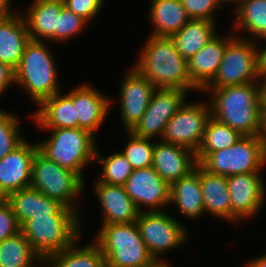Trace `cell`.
I'll list each match as a JSON object with an SVG mask.
<instances>
[{"label": "cell", "mask_w": 266, "mask_h": 267, "mask_svg": "<svg viewBox=\"0 0 266 267\" xmlns=\"http://www.w3.org/2000/svg\"><path fill=\"white\" fill-rule=\"evenodd\" d=\"M224 86L209 91L211 116L238 131L243 136L264 134L263 82Z\"/></svg>", "instance_id": "1"}, {"label": "cell", "mask_w": 266, "mask_h": 267, "mask_svg": "<svg viewBox=\"0 0 266 267\" xmlns=\"http://www.w3.org/2000/svg\"><path fill=\"white\" fill-rule=\"evenodd\" d=\"M135 68L156 88L198 90L188 73L187 59L171 37L149 35Z\"/></svg>", "instance_id": "2"}, {"label": "cell", "mask_w": 266, "mask_h": 267, "mask_svg": "<svg viewBox=\"0 0 266 267\" xmlns=\"http://www.w3.org/2000/svg\"><path fill=\"white\" fill-rule=\"evenodd\" d=\"M95 243L106 258V267H154L136 222L102 225Z\"/></svg>", "instance_id": "3"}, {"label": "cell", "mask_w": 266, "mask_h": 267, "mask_svg": "<svg viewBox=\"0 0 266 267\" xmlns=\"http://www.w3.org/2000/svg\"><path fill=\"white\" fill-rule=\"evenodd\" d=\"M44 41L30 39L15 71V83L20 85L37 106L57 92L58 75L53 56Z\"/></svg>", "instance_id": "4"}, {"label": "cell", "mask_w": 266, "mask_h": 267, "mask_svg": "<svg viewBox=\"0 0 266 267\" xmlns=\"http://www.w3.org/2000/svg\"><path fill=\"white\" fill-rule=\"evenodd\" d=\"M52 133L44 142H38V151L60 167L78 174L83 180L82 169L95 159L94 134L82 128H46Z\"/></svg>", "instance_id": "5"}, {"label": "cell", "mask_w": 266, "mask_h": 267, "mask_svg": "<svg viewBox=\"0 0 266 267\" xmlns=\"http://www.w3.org/2000/svg\"><path fill=\"white\" fill-rule=\"evenodd\" d=\"M79 215H50L29 219L21 232L44 261L47 257L69 248L79 240Z\"/></svg>", "instance_id": "6"}, {"label": "cell", "mask_w": 266, "mask_h": 267, "mask_svg": "<svg viewBox=\"0 0 266 267\" xmlns=\"http://www.w3.org/2000/svg\"><path fill=\"white\" fill-rule=\"evenodd\" d=\"M266 163L263 135L242 136L232 146L208 153L198 164L211 174L231 176L260 172Z\"/></svg>", "instance_id": "7"}, {"label": "cell", "mask_w": 266, "mask_h": 267, "mask_svg": "<svg viewBox=\"0 0 266 267\" xmlns=\"http://www.w3.org/2000/svg\"><path fill=\"white\" fill-rule=\"evenodd\" d=\"M84 185L78 174L36 152L32 161L31 187L79 213L74 200Z\"/></svg>", "instance_id": "8"}, {"label": "cell", "mask_w": 266, "mask_h": 267, "mask_svg": "<svg viewBox=\"0 0 266 267\" xmlns=\"http://www.w3.org/2000/svg\"><path fill=\"white\" fill-rule=\"evenodd\" d=\"M263 82L258 69V47L254 41L235 36L226 46L218 72L205 89Z\"/></svg>", "instance_id": "9"}, {"label": "cell", "mask_w": 266, "mask_h": 267, "mask_svg": "<svg viewBox=\"0 0 266 267\" xmlns=\"http://www.w3.org/2000/svg\"><path fill=\"white\" fill-rule=\"evenodd\" d=\"M141 238L148 252L157 263H165L158 259L163 252L179 247L187 241V231L181 223L165 212L139 213L136 220Z\"/></svg>", "instance_id": "10"}, {"label": "cell", "mask_w": 266, "mask_h": 267, "mask_svg": "<svg viewBox=\"0 0 266 267\" xmlns=\"http://www.w3.org/2000/svg\"><path fill=\"white\" fill-rule=\"evenodd\" d=\"M209 102L185 103L168 121L161 141L183 146L196 153L208 119L211 117Z\"/></svg>", "instance_id": "11"}, {"label": "cell", "mask_w": 266, "mask_h": 267, "mask_svg": "<svg viewBox=\"0 0 266 267\" xmlns=\"http://www.w3.org/2000/svg\"><path fill=\"white\" fill-rule=\"evenodd\" d=\"M187 93L182 89L157 88L145 113L130 132L141 138H162L168 121L185 103Z\"/></svg>", "instance_id": "12"}, {"label": "cell", "mask_w": 266, "mask_h": 267, "mask_svg": "<svg viewBox=\"0 0 266 267\" xmlns=\"http://www.w3.org/2000/svg\"><path fill=\"white\" fill-rule=\"evenodd\" d=\"M139 212L148 206L147 212H161L169 205L170 184L151 167L134 169L123 185Z\"/></svg>", "instance_id": "13"}, {"label": "cell", "mask_w": 266, "mask_h": 267, "mask_svg": "<svg viewBox=\"0 0 266 267\" xmlns=\"http://www.w3.org/2000/svg\"><path fill=\"white\" fill-rule=\"evenodd\" d=\"M260 172L236 174L227 177L232 222L255 216L265 200V185Z\"/></svg>", "instance_id": "14"}, {"label": "cell", "mask_w": 266, "mask_h": 267, "mask_svg": "<svg viewBox=\"0 0 266 267\" xmlns=\"http://www.w3.org/2000/svg\"><path fill=\"white\" fill-rule=\"evenodd\" d=\"M156 89L134 66L124 76L120 88V115L127 131L141 119Z\"/></svg>", "instance_id": "15"}, {"label": "cell", "mask_w": 266, "mask_h": 267, "mask_svg": "<svg viewBox=\"0 0 266 267\" xmlns=\"http://www.w3.org/2000/svg\"><path fill=\"white\" fill-rule=\"evenodd\" d=\"M14 212L20 228L29 220L50 215H79L73 209L49 198L29 186L5 197Z\"/></svg>", "instance_id": "16"}, {"label": "cell", "mask_w": 266, "mask_h": 267, "mask_svg": "<svg viewBox=\"0 0 266 267\" xmlns=\"http://www.w3.org/2000/svg\"><path fill=\"white\" fill-rule=\"evenodd\" d=\"M37 144L24 141L14 151L0 159V198L31 185L32 161Z\"/></svg>", "instance_id": "17"}, {"label": "cell", "mask_w": 266, "mask_h": 267, "mask_svg": "<svg viewBox=\"0 0 266 267\" xmlns=\"http://www.w3.org/2000/svg\"><path fill=\"white\" fill-rule=\"evenodd\" d=\"M197 164L192 150L161 140L155 142L152 167L169 184L187 176Z\"/></svg>", "instance_id": "18"}, {"label": "cell", "mask_w": 266, "mask_h": 267, "mask_svg": "<svg viewBox=\"0 0 266 267\" xmlns=\"http://www.w3.org/2000/svg\"><path fill=\"white\" fill-rule=\"evenodd\" d=\"M216 35L200 51L187 59L188 73L198 91H203L215 78L227 44L234 34L221 38Z\"/></svg>", "instance_id": "19"}, {"label": "cell", "mask_w": 266, "mask_h": 267, "mask_svg": "<svg viewBox=\"0 0 266 267\" xmlns=\"http://www.w3.org/2000/svg\"><path fill=\"white\" fill-rule=\"evenodd\" d=\"M67 94L72 98L76 107L78 128L94 134L108 114L111 103L109 98L88 84L79 85Z\"/></svg>", "instance_id": "20"}, {"label": "cell", "mask_w": 266, "mask_h": 267, "mask_svg": "<svg viewBox=\"0 0 266 267\" xmlns=\"http://www.w3.org/2000/svg\"><path fill=\"white\" fill-rule=\"evenodd\" d=\"M94 190L102 206L103 224L136 222L139 211L123 186L95 182Z\"/></svg>", "instance_id": "21"}, {"label": "cell", "mask_w": 266, "mask_h": 267, "mask_svg": "<svg viewBox=\"0 0 266 267\" xmlns=\"http://www.w3.org/2000/svg\"><path fill=\"white\" fill-rule=\"evenodd\" d=\"M172 203L187 219H198L205 214L199 164L187 176L170 184L169 204Z\"/></svg>", "instance_id": "22"}, {"label": "cell", "mask_w": 266, "mask_h": 267, "mask_svg": "<svg viewBox=\"0 0 266 267\" xmlns=\"http://www.w3.org/2000/svg\"><path fill=\"white\" fill-rule=\"evenodd\" d=\"M64 7L63 0H34L26 16H23L29 38L36 41H54L57 18Z\"/></svg>", "instance_id": "23"}, {"label": "cell", "mask_w": 266, "mask_h": 267, "mask_svg": "<svg viewBox=\"0 0 266 267\" xmlns=\"http://www.w3.org/2000/svg\"><path fill=\"white\" fill-rule=\"evenodd\" d=\"M29 40V33L22 15L16 13L0 21V61L15 70Z\"/></svg>", "instance_id": "24"}, {"label": "cell", "mask_w": 266, "mask_h": 267, "mask_svg": "<svg viewBox=\"0 0 266 267\" xmlns=\"http://www.w3.org/2000/svg\"><path fill=\"white\" fill-rule=\"evenodd\" d=\"M57 92L39 104L33 118L41 128H78L76 107L72 98Z\"/></svg>", "instance_id": "25"}, {"label": "cell", "mask_w": 266, "mask_h": 267, "mask_svg": "<svg viewBox=\"0 0 266 267\" xmlns=\"http://www.w3.org/2000/svg\"><path fill=\"white\" fill-rule=\"evenodd\" d=\"M149 15L153 36L171 37L191 20L180 0H151Z\"/></svg>", "instance_id": "26"}, {"label": "cell", "mask_w": 266, "mask_h": 267, "mask_svg": "<svg viewBox=\"0 0 266 267\" xmlns=\"http://www.w3.org/2000/svg\"><path fill=\"white\" fill-rule=\"evenodd\" d=\"M200 185L204 200V212L232 222L227 177L211 174L200 166Z\"/></svg>", "instance_id": "27"}, {"label": "cell", "mask_w": 266, "mask_h": 267, "mask_svg": "<svg viewBox=\"0 0 266 267\" xmlns=\"http://www.w3.org/2000/svg\"><path fill=\"white\" fill-rule=\"evenodd\" d=\"M215 27L214 21L191 19L171 38L180 55L185 59H189L217 35L216 31H214Z\"/></svg>", "instance_id": "28"}, {"label": "cell", "mask_w": 266, "mask_h": 267, "mask_svg": "<svg viewBox=\"0 0 266 267\" xmlns=\"http://www.w3.org/2000/svg\"><path fill=\"white\" fill-rule=\"evenodd\" d=\"M76 243L77 241L69 248L47 257L44 266L48 264V267H106V258L94 241L80 248Z\"/></svg>", "instance_id": "29"}, {"label": "cell", "mask_w": 266, "mask_h": 267, "mask_svg": "<svg viewBox=\"0 0 266 267\" xmlns=\"http://www.w3.org/2000/svg\"><path fill=\"white\" fill-rule=\"evenodd\" d=\"M35 263L42 265L44 261L21 231L0 242V267L38 266Z\"/></svg>", "instance_id": "30"}, {"label": "cell", "mask_w": 266, "mask_h": 267, "mask_svg": "<svg viewBox=\"0 0 266 267\" xmlns=\"http://www.w3.org/2000/svg\"><path fill=\"white\" fill-rule=\"evenodd\" d=\"M236 4L235 30L243 28L254 41L266 37V0H237Z\"/></svg>", "instance_id": "31"}, {"label": "cell", "mask_w": 266, "mask_h": 267, "mask_svg": "<svg viewBox=\"0 0 266 267\" xmlns=\"http://www.w3.org/2000/svg\"><path fill=\"white\" fill-rule=\"evenodd\" d=\"M242 136L238 131L211 116L207 121L203 138L195 153L197 163L208 153L232 146Z\"/></svg>", "instance_id": "32"}, {"label": "cell", "mask_w": 266, "mask_h": 267, "mask_svg": "<svg viewBox=\"0 0 266 267\" xmlns=\"http://www.w3.org/2000/svg\"><path fill=\"white\" fill-rule=\"evenodd\" d=\"M97 151L94 160L101 163L103 168L102 177L100 176L96 182L123 186L134 170L130 162L122 152H116L109 157H102Z\"/></svg>", "instance_id": "33"}, {"label": "cell", "mask_w": 266, "mask_h": 267, "mask_svg": "<svg viewBox=\"0 0 266 267\" xmlns=\"http://www.w3.org/2000/svg\"><path fill=\"white\" fill-rule=\"evenodd\" d=\"M129 141L122 151L125 158L130 162L133 169L151 167L153 164V151L155 142L151 138H141L134 136L127 131Z\"/></svg>", "instance_id": "34"}, {"label": "cell", "mask_w": 266, "mask_h": 267, "mask_svg": "<svg viewBox=\"0 0 266 267\" xmlns=\"http://www.w3.org/2000/svg\"><path fill=\"white\" fill-rule=\"evenodd\" d=\"M19 121L15 114L0 109V159L25 141L19 133Z\"/></svg>", "instance_id": "35"}, {"label": "cell", "mask_w": 266, "mask_h": 267, "mask_svg": "<svg viewBox=\"0 0 266 267\" xmlns=\"http://www.w3.org/2000/svg\"><path fill=\"white\" fill-rule=\"evenodd\" d=\"M88 24L81 16L64 7L57 18V30L54 32V41L61 42L79 34Z\"/></svg>", "instance_id": "36"}, {"label": "cell", "mask_w": 266, "mask_h": 267, "mask_svg": "<svg viewBox=\"0 0 266 267\" xmlns=\"http://www.w3.org/2000/svg\"><path fill=\"white\" fill-rule=\"evenodd\" d=\"M191 19L214 21V13L222 3L219 0H180Z\"/></svg>", "instance_id": "37"}, {"label": "cell", "mask_w": 266, "mask_h": 267, "mask_svg": "<svg viewBox=\"0 0 266 267\" xmlns=\"http://www.w3.org/2000/svg\"><path fill=\"white\" fill-rule=\"evenodd\" d=\"M21 228L11 206L0 198V242L19 233Z\"/></svg>", "instance_id": "38"}, {"label": "cell", "mask_w": 266, "mask_h": 267, "mask_svg": "<svg viewBox=\"0 0 266 267\" xmlns=\"http://www.w3.org/2000/svg\"><path fill=\"white\" fill-rule=\"evenodd\" d=\"M104 0H63L64 6L87 22L103 8Z\"/></svg>", "instance_id": "39"}, {"label": "cell", "mask_w": 266, "mask_h": 267, "mask_svg": "<svg viewBox=\"0 0 266 267\" xmlns=\"http://www.w3.org/2000/svg\"><path fill=\"white\" fill-rule=\"evenodd\" d=\"M12 83L15 84L14 69L0 61V96Z\"/></svg>", "instance_id": "40"}, {"label": "cell", "mask_w": 266, "mask_h": 267, "mask_svg": "<svg viewBox=\"0 0 266 267\" xmlns=\"http://www.w3.org/2000/svg\"><path fill=\"white\" fill-rule=\"evenodd\" d=\"M263 40H266V37ZM258 69L262 80H264L266 78V47L261 50L258 48Z\"/></svg>", "instance_id": "41"}, {"label": "cell", "mask_w": 266, "mask_h": 267, "mask_svg": "<svg viewBox=\"0 0 266 267\" xmlns=\"http://www.w3.org/2000/svg\"><path fill=\"white\" fill-rule=\"evenodd\" d=\"M10 0H0V21L10 18L13 14L11 7L9 8Z\"/></svg>", "instance_id": "42"}, {"label": "cell", "mask_w": 266, "mask_h": 267, "mask_svg": "<svg viewBox=\"0 0 266 267\" xmlns=\"http://www.w3.org/2000/svg\"><path fill=\"white\" fill-rule=\"evenodd\" d=\"M247 267H266V255H263L248 263Z\"/></svg>", "instance_id": "43"}, {"label": "cell", "mask_w": 266, "mask_h": 267, "mask_svg": "<svg viewBox=\"0 0 266 267\" xmlns=\"http://www.w3.org/2000/svg\"><path fill=\"white\" fill-rule=\"evenodd\" d=\"M263 85H264V104L266 109V78L263 80Z\"/></svg>", "instance_id": "44"}, {"label": "cell", "mask_w": 266, "mask_h": 267, "mask_svg": "<svg viewBox=\"0 0 266 267\" xmlns=\"http://www.w3.org/2000/svg\"><path fill=\"white\" fill-rule=\"evenodd\" d=\"M264 139H265V142H266V109H265V117H264Z\"/></svg>", "instance_id": "45"}, {"label": "cell", "mask_w": 266, "mask_h": 267, "mask_svg": "<svg viewBox=\"0 0 266 267\" xmlns=\"http://www.w3.org/2000/svg\"><path fill=\"white\" fill-rule=\"evenodd\" d=\"M154 267H171L170 265H168V262L166 263H157Z\"/></svg>", "instance_id": "46"}, {"label": "cell", "mask_w": 266, "mask_h": 267, "mask_svg": "<svg viewBox=\"0 0 266 267\" xmlns=\"http://www.w3.org/2000/svg\"><path fill=\"white\" fill-rule=\"evenodd\" d=\"M222 4L223 2H231V3H234L236 5L237 3V0H219Z\"/></svg>", "instance_id": "47"}]
</instances>
